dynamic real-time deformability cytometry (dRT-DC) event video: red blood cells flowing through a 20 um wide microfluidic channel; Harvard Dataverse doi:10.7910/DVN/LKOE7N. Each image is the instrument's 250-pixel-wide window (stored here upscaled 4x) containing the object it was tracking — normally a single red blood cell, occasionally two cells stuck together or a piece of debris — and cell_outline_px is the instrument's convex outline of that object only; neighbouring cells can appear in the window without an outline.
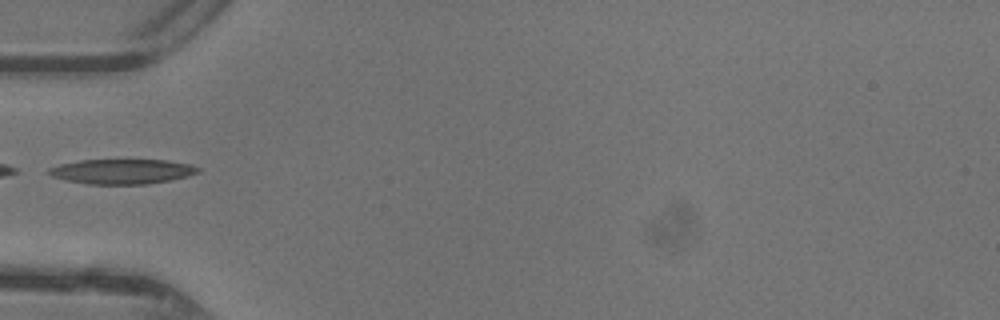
{"species": "common noctule bat (a hibernating species)", "species_latin": "Nyctalus noctula", "temperature_condition": "warm", "stored_images_in_passage": 30, "camera_frame_rate_fps": 3000, "um_per_image_px": 0.085, "animal": {"sex": "female"}, "frame": {"image": 1, "passage_image": 1, "time_ms": 0.0, "image_size_px": [1000, 320], "cell_outline_px": [[200, 172], [188, 176], [172, 180], [148, 184], [88, 184], [68, 180], [52, 176], [48, 172], [48, 168], [60, 164], [80, 160], [164, 160], [188, 164], [200, 168]], "centroid_in_image_um": [10.4, 14.58], "position_along_channel_um": 74.6, "area_um2": 21.5}}
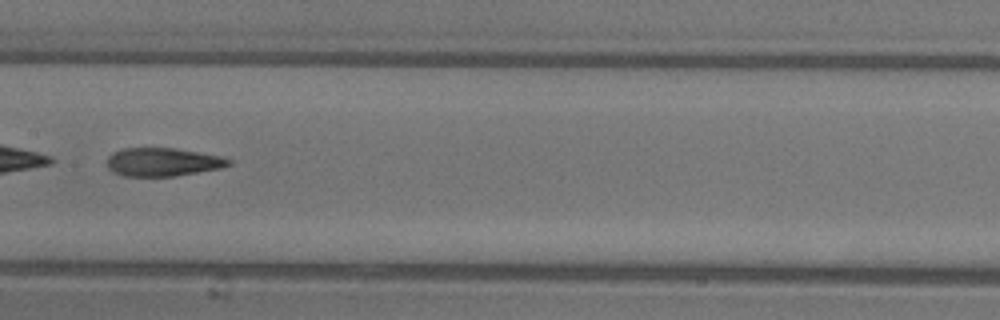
{"frame": {"image": 2, "passage_image": 9, "time_ms": 2.667, "image_size_px": [1000, 320], "cell_outline_px": [[232, 164], [220, 168], [176, 176], [124, 176], [112, 172], [108, 168], [108, 156], [112, 152], [124, 148], [176, 148], [220, 156], [232, 160]], "centroid_in_image_um": [13.82, 13.77], "position_along_channel_um": 193.6, "area_um2": 20.11}}